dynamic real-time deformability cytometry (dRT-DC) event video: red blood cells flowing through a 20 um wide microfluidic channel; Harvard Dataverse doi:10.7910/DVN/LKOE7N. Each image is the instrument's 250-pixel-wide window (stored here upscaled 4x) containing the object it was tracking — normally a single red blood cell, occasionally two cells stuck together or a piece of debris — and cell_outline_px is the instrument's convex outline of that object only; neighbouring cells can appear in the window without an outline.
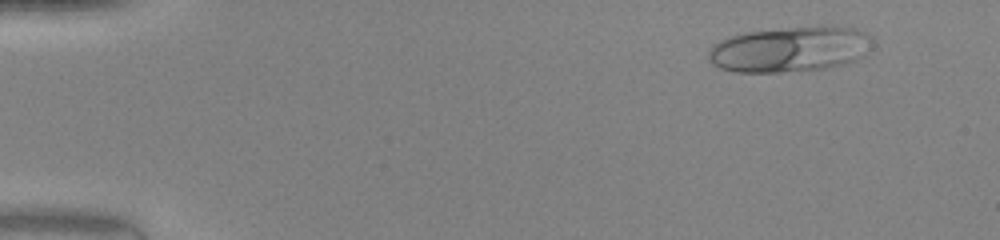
{"species": "human", "species_latin": "Homo sapiens", "temperature_condition": "warm", "stored_images_in_passage": 48, "camera_frame_rate_fps": 3000, "um_per_image_px": 0.085, "donor": {"sex": "female"}, "frame": {"image": 1, "passage_image": 5, "time_ms": 1.333, "image_size_px": [1000, 240], "cell_outline_px": [[860, 56], [856, 60], [844, 64], [824, 68], [780, 72], [736, 72], [720, 68], [712, 64], [708, 56], [708, 52], [712, 44], [720, 40], [744, 32], [792, 28], [856, 28], [860, 32]], "centroid_in_image_um": [66.85, 4.23], "position_along_channel_um": 18.2, "area_um2": 41.1}}
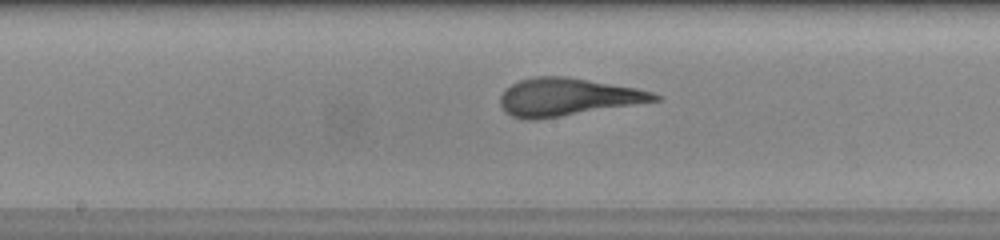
{"frame": {"image": 2, "passage_image": 26, "time_ms": 8.333, "image_size_px": [1000, 240], "cell_outline_px": [[664, 96], [660, 100], [560, 116], [532, 120], [524, 120], [512, 116], [504, 112], [500, 104], [500, 96], [504, 88], [520, 80], [536, 76], [564, 76], [636, 88], [652, 92]], "centroid_in_image_um": [48.18, 8.24], "position_along_channel_um": 200.0, "area_um2": 33.64}}
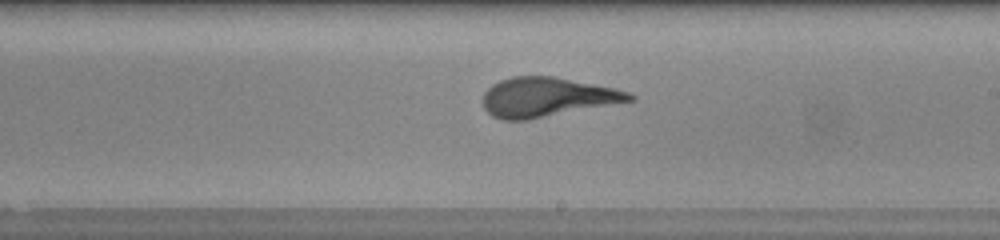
{"frame": {"image": 3, "passage_image": 29, "time_ms": 9.333, "image_size_px": [1000, 240], "cell_outline_px": [[636, 100], [528, 120], [500, 120], [492, 116], [484, 108], [484, 92], [492, 84], [500, 80], [512, 76], [552, 76], [612, 88], [628, 92], [636, 96]], "centroid_in_image_um": [46.47, 8.27], "position_along_channel_um": 242.5, "area_um2": 33.47}, "authors_computed_cell_mechanics": {"area_um2": 33.5818, "velocity_mm_per_s": 4.2759, "shape_relaxation_time_tau1_ms": 4.2332, "shape_relaxation_time_tau2_ms": null, "deformation_change_tau1": 0.2268, "deformation_change_tau2": null}}